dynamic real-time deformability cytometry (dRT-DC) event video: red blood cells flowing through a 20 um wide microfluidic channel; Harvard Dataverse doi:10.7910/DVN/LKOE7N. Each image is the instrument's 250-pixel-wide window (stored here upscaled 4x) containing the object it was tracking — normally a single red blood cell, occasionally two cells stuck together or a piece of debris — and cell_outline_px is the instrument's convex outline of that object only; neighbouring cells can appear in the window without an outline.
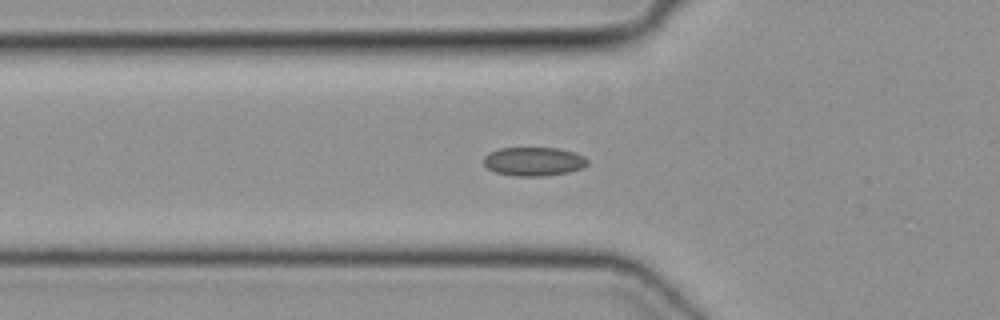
{"species": "common noctule bat (a hibernating species)", "species_latin": "Nyctalus noctula", "temperature_condition": "cold", "stored_images_in_passage": 50, "camera_frame_rate_fps": 3000, "um_per_image_px": 0.085, "animal": {"sex": "female", "body_mass_g": 19.3, "forearm_length_mm": 54.1}, "frame": {"image": 1, "passage_image": 17, "time_ms": 5.333, "image_size_px": [1000, 320], "cell_outline_px": [[588, 164], [584, 168], [568, 172], [544, 176], [512, 176], [496, 172], [488, 168], [484, 164], [484, 156], [488, 152], [500, 148], [556, 148], [572, 152], [584, 156], [588, 160]], "centroid_in_image_um": [45.36, 13.73], "position_along_channel_um": 80.4, "area_um2": 17.46}}
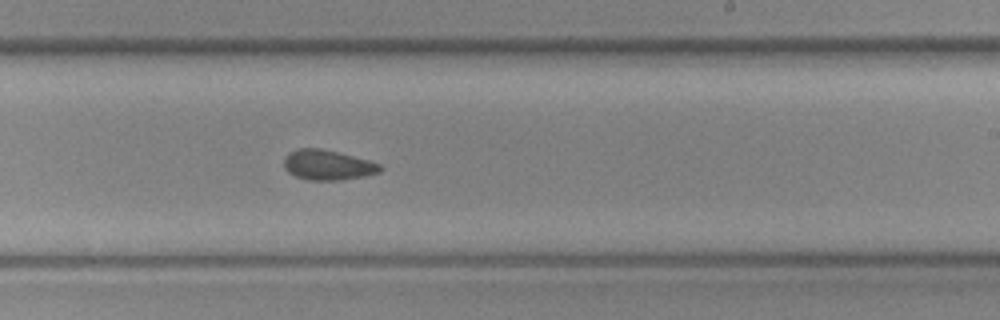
{"frame": {"image": 2, "passage_image": 30, "time_ms": 9.667, "image_size_px": [1000, 320], "cell_outline_px": [[384, 168], [380, 172], [364, 176], [340, 180], [308, 180], [296, 176], [288, 172], [284, 168], [284, 160], [288, 152], [300, 148], [320, 148], [368, 160], [380, 164]], "centroid_in_image_um": [27.85, 14.03], "position_along_channel_um": 261.2, "area_um2": 16.76}}
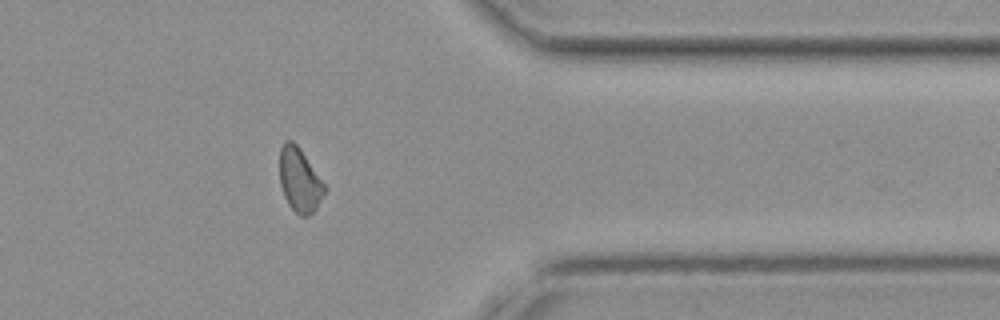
{"frame": {"image": 3, "passage_image": 40, "time_ms": 13.0, "image_size_px": [1000, 320], "cell_outline_px": [[324, 192], [316, 208], [308, 216], [300, 216], [288, 204], [284, 196], [280, 184], [280, 148], [284, 140], [292, 140], [300, 148], [324, 184]], "centroid_in_image_um": [25.43, 15.29], "position_along_channel_um": 386.0, "area_um2": 16.42}}